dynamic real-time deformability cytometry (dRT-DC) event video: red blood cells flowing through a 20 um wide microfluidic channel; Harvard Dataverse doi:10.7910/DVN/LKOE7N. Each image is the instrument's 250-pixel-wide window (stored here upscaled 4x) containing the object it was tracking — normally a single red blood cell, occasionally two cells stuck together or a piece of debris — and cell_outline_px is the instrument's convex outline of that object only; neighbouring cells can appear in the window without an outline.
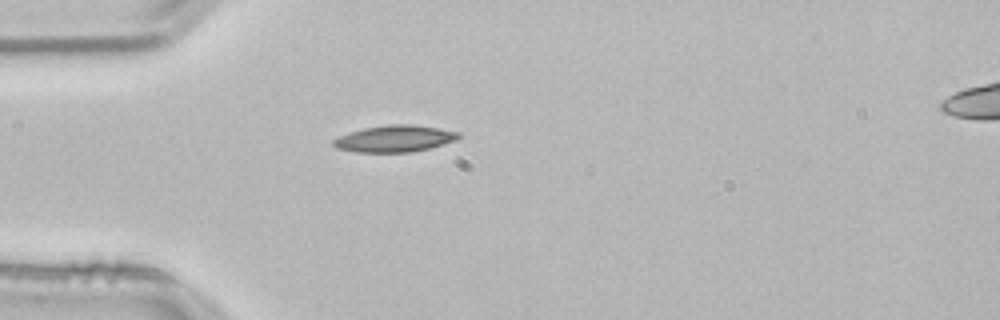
{"species": "common noctule bat (a hibernating species)", "species_latin": "Nyctalus noctula", "temperature_condition": "room temperature", "stored_images_in_passage": 39, "camera_frame_rate_fps": 3000, "um_per_image_px": 0.085, "animal": {"sex": "male", "body_mass_g": 21.5, "forearm_length_mm": 52.0}, "frame": {"image": 1, "passage_image": 1, "time_ms": 0.0, "image_size_px": [1000, 320], "cell_outline_px": [[460, 136], [456, 140], [428, 148], [412, 152], [356, 152], [336, 148], [332, 144], [332, 140], [340, 136], [364, 128], [388, 124], [412, 124], [440, 128], [460, 132]], "centroid_in_image_um": [33.55, 11.78], "position_along_channel_um": 51.4, "area_um2": 19.36}}
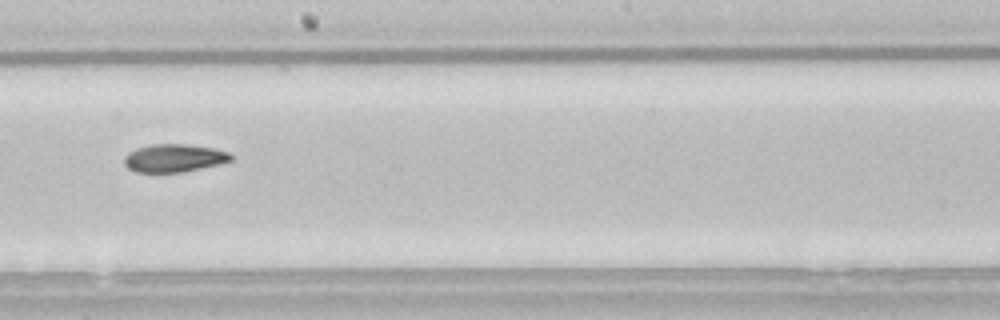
{"frame": {"image": 2, "passage_image": 16, "time_ms": 5.0, "image_size_px": [1000, 320], "cell_outline_px": [[232, 160], [220, 164], [184, 172], [136, 172], [128, 168], [124, 164], [124, 156], [128, 152], [136, 148], [152, 144], [188, 144], [216, 148], [228, 152], [232, 156]], "centroid_in_image_um": [14.8, 13.43], "position_along_channel_um": 233.4, "area_um2": 17.57}}
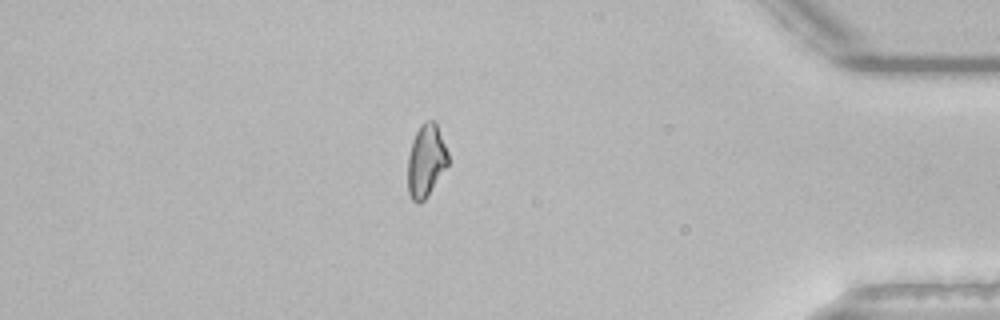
{"frame": {"image": 3, "passage_image": 32, "time_ms": 10.333, "image_size_px": [1000, 320], "cell_outline_px": [[448, 164], [424, 200], [420, 204], [416, 204], [412, 200], [408, 192], [408, 156], [412, 140], [420, 124], [424, 120], [432, 120], [436, 124], [448, 152]], "centroid_in_image_um": [36.19, 13.66], "position_along_channel_um": 399.0, "area_um2": 16.94}}